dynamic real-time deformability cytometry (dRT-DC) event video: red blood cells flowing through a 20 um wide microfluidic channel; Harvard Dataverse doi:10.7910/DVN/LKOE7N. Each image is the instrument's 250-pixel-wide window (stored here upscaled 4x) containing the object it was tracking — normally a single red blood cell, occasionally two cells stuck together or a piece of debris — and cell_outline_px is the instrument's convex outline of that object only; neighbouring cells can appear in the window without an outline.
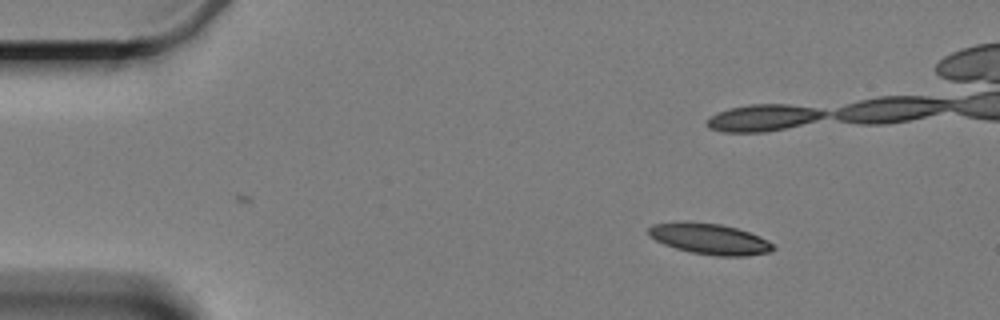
{"species": "Egyptian fruit bat (a non-hibernating species)", "species_latin": "Rousettus aegyptiacus", "temperature_condition": "cold", "stored_images_in_passage": 4, "camera_frame_rate_fps": 3000, "um_per_image_px": 0.085, "animal": {"sex": "female"}, "frame": {"image": 1, "passage_image": 1, "time_ms": 0.0, "image_size_px": [1000, 320], "cell_outline_px": [[776, 248], [772, 252], [748, 256], [716, 256], [692, 252], [676, 248], [664, 244], [648, 236], [648, 228], [652, 224], [720, 224], [736, 228], [760, 236], [776, 244]], "centroid_in_image_um": [60.44, 20.36], "position_along_channel_um": 24.6, "area_um2": 21.79}}